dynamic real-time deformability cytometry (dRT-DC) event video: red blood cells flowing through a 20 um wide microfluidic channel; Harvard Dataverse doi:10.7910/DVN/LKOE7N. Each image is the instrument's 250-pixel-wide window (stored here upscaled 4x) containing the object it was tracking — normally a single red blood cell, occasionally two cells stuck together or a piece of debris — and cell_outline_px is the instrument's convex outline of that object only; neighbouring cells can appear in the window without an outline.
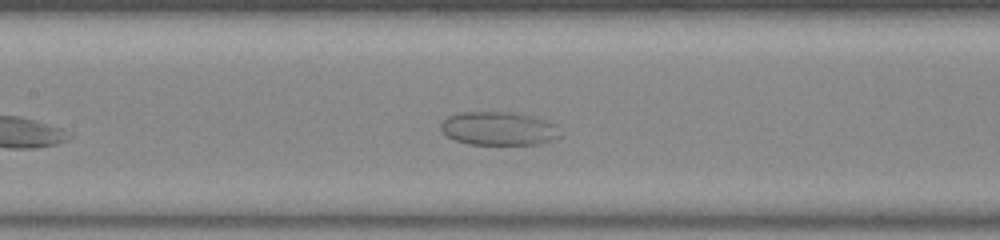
{"species": "common noctule bat (a hibernating species)", "species_latin": "Nyctalus noctula", "temperature_condition": "warm", "stored_images_in_passage": 43, "camera_frame_rate_fps": 3000, "um_per_image_px": 0.085, "animal": {"sex": "female", "body_mass_g": 23.0, "forearm_length_mm": 53.4}, "frame": {"image": 1, "passage_image": 13, "time_ms": 4.0, "image_size_px": [1000, 240], "cell_outline_px": [[560, 136], [552, 140], [540, 144], [468, 144], [456, 140], [448, 136], [440, 128], [440, 124], [448, 116], [460, 112], [512, 112], [536, 116], [548, 120], [556, 124]], "centroid_in_image_um": [42.42, 10.91], "position_along_channel_um": 165.0, "area_um2": 23.41}}
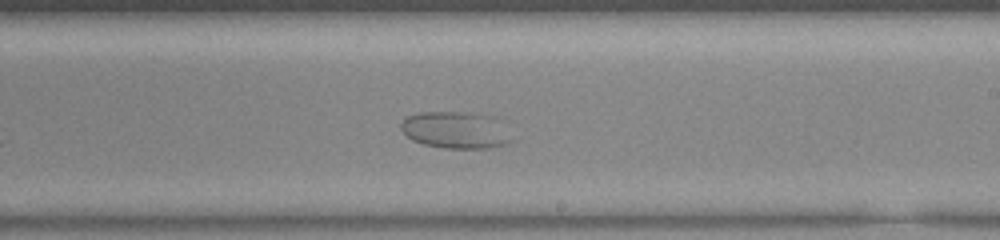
{"frame": {"image": 2, "passage_image": 20, "time_ms": 6.333, "image_size_px": [1000, 240], "cell_outline_px": [[516, 140], [504, 144], [488, 148], [444, 148], [424, 144], [412, 140], [400, 128], [400, 124], [408, 116], [420, 112], [468, 112], [484, 116]], "centroid_in_image_um": [38.61, 11.08], "position_along_channel_um": 250.4, "area_um2": 22.83}}
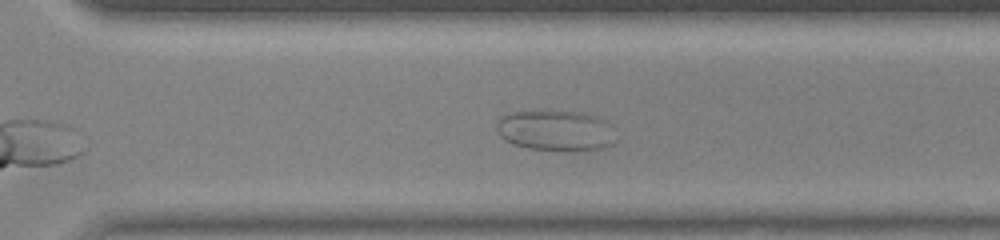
{"frame": {"image": 3, "passage_image": 26, "time_ms": 8.333, "image_size_px": [1000, 240], "cell_outline_px": [[612, 144], [608, 148], [588, 152], [572, 152], [532, 148], [512, 144], [504, 140], [500, 136], [496, 128], [496, 124], [500, 116], [512, 112], [580, 112], [604, 120], [608, 124]], "centroid_in_image_um": [47.19, 11.14], "position_along_channel_um": 323.4, "area_um2": 28.03}}